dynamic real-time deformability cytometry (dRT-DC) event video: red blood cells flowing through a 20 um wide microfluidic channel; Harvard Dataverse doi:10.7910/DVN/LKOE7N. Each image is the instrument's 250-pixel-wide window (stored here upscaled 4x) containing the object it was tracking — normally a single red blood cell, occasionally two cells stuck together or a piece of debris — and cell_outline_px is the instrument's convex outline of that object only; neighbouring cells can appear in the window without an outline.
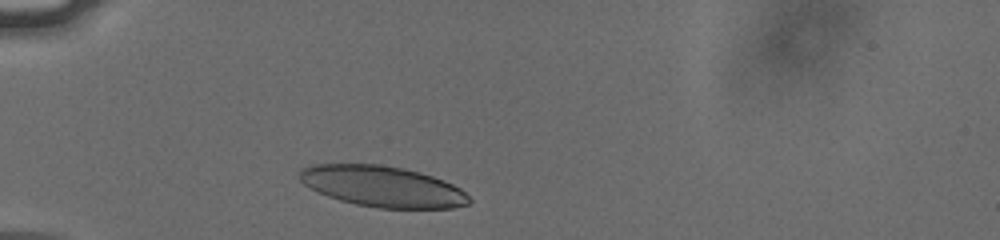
{"species": "human", "species_latin": "Homo sapiens", "temperature_condition": "cold", "stored_images_in_passage": 32, "camera_frame_rate_fps": 3000, "um_per_image_px": 0.085, "donor": {"sex": "male"}, "frame": {"image": 1, "passage_image": 3, "time_ms": 0.667, "image_size_px": [1000, 240], "cell_outline_px": [[472, 200], [468, 204], [452, 208], [376, 208], [356, 204], [340, 200], [328, 196], [304, 184], [300, 180], [300, 168], [312, 164], [380, 164], [404, 168], [420, 172], [444, 180], [460, 188]], "centroid_in_image_um": [32.52, 15.84], "position_along_channel_um": 52.5, "area_um2": 40.34}}
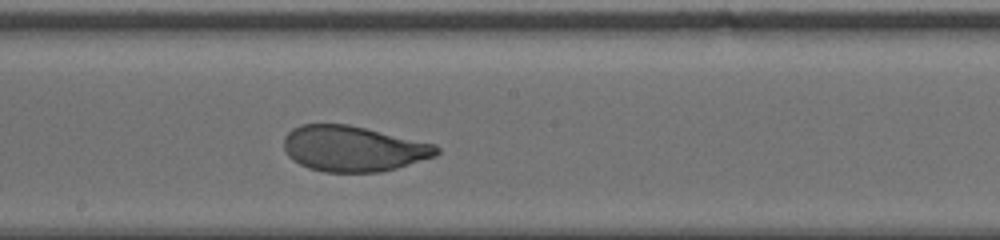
{"frame": {"image": 2, "passage_image": 18, "time_ms": 5.667, "image_size_px": [1000, 240], "cell_outline_px": [[440, 152], [436, 156], [396, 168], [380, 172], [324, 172], [308, 168], [292, 160], [288, 156], [284, 148], [284, 136], [292, 128], [300, 124], [348, 124], [436, 144], [440, 148]], "centroid_in_image_um": [30.02, 12.63], "position_along_channel_um": 218.2, "area_um2": 40.75}}
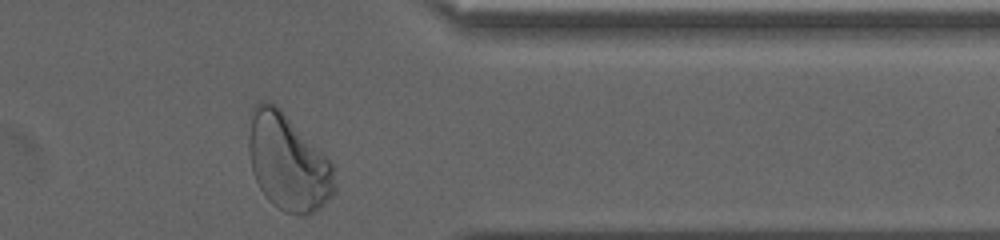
{"frame": {"image": 3, "passage_image": 32, "time_ms": 10.333, "image_size_px": [1000, 240], "cell_outline_px": [[336, 192], [320, 208], [312, 212], [284, 212], [272, 204], [268, 200], [260, 188], [252, 172], [248, 152], [248, 136], [252, 108], [260, 100], [268, 100], [276, 104], [328, 156], [332, 164], [336, 188]], "centroid_in_image_um": [24.46, 13.74], "position_along_channel_um": 386.9, "area_um2": 48.55}, "authors_computed_cell_mechanics": {"area_um2": 41.6449, "velocity_mm_per_s": 3.7771, "shape_relaxation_time_tau1_ms": 4.4843, "shape_relaxation_time_tau2_ms": null, "deformation_change_tau1": 0.1887, "deformation_change_tau2": null}}